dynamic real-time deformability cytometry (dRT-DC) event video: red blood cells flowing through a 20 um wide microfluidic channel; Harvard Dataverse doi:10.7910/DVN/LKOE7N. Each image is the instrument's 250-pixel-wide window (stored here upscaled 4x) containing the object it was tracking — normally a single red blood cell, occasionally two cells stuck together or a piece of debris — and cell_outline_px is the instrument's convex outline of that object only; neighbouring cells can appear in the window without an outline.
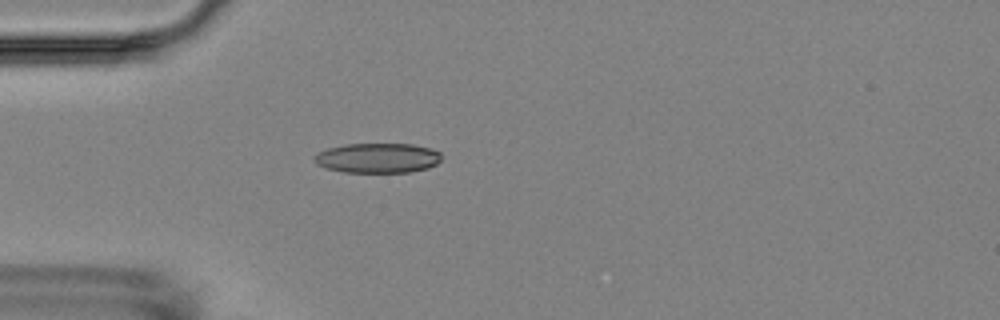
{"species": "Egyptian fruit bat (a non-hibernating species)", "species_latin": "Rousettus aegyptiacus", "temperature_condition": "room temperature", "stored_images_in_passage": 5, "camera_frame_rate_fps": 3000, "um_per_image_px": 0.085, "animal": {"sex": "female"}, "frame": {"image": 1, "passage_image": 5, "time_ms": 4.667, "image_size_px": [1000, 320], "cell_outline_px": [[440, 160], [436, 164], [428, 168], [408, 172], [344, 172], [328, 168], [316, 164], [312, 160], [312, 156], [328, 148], [344, 144], [412, 144], [428, 148], [440, 152]], "centroid_in_image_um": [32.07, 13.43], "position_along_channel_um": 52.9, "area_um2": 22.02}}